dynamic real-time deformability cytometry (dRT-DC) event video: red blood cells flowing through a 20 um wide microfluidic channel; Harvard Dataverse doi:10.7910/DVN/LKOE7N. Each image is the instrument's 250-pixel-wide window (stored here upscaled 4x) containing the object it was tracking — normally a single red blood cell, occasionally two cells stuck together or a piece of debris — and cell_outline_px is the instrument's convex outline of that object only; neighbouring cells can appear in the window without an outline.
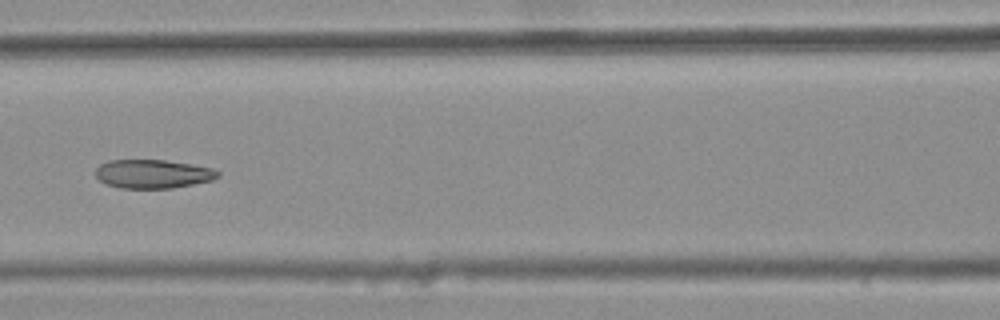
{"species": "common noctule bat (a hibernating species)", "species_latin": "Nyctalus noctula", "temperature_condition": "warm", "stored_images_in_passage": 8, "camera_frame_rate_fps": 3000, "um_per_image_px": 0.085, "animal": {"sex": "female", "body_mass_g": 25.1}, "frame": {"image": 1, "passage_image": 5, "time_ms": 1.333, "image_size_px": [1000, 320], "cell_outline_px": [[220, 176], [212, 180], [172, 188], [120, 188], [108, 184], [100, 180], [96, 176], [96, 168], [100, 164], [108, 160], [164, 160], [212, 168], [220, 172]], "centroid_in_image_um": [12.99, 14.78], "position_along_channel_um": 153.6, "area_um2": 20.29}}
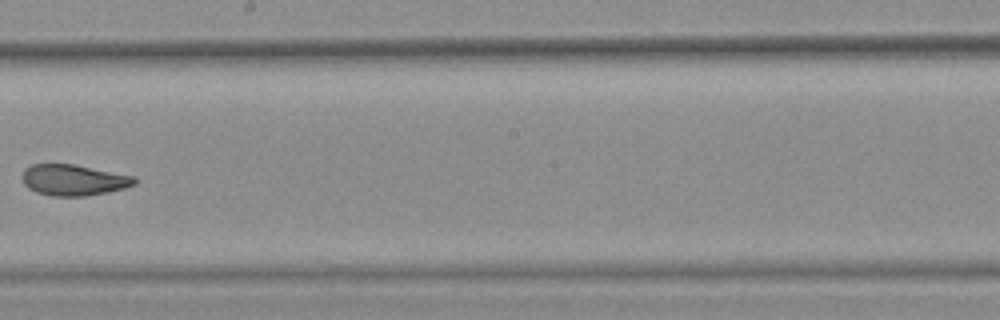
{"frame": {"image": 2, "passage_image": 7, "time_ms": 2.0, "image_size_px": [1000, 320], "cell_outline_px": [[136, 184], [124, 188], [108, 192], [88, 196], [52, 196], [36, 192], [28, 188], [24, 184], [24, 168], [32, 164], [72, 164], [132, 176], [136, 180]], "centroid_in_image_um": [6.24, 15.31], "position_along_channel_um": 242.0, "area_um2": 20.06}}
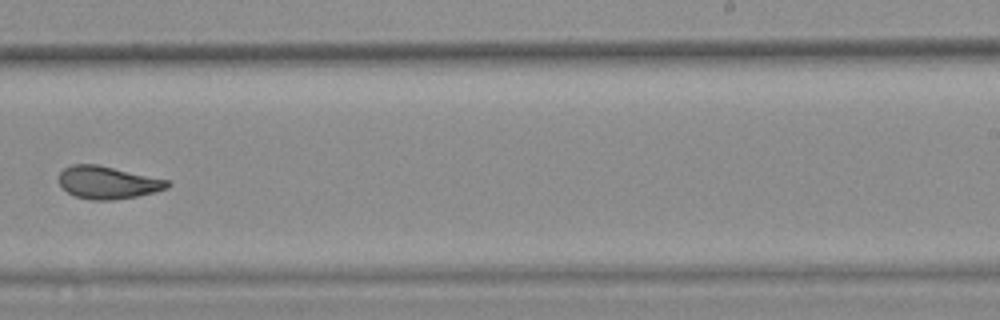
{"frame": {"image": 3, "passage_image": 8, "time_ms": 2.333, "image_size_px": [1000, 320], "cell_outline_px": [[172, 184], [168, 188], [136, 196], [112, 200], [92, 200], [76, 196], [68, 192], [56, 180], [60, 172], [64, 168], [72, 164], [96, 164], [168, 180]], "centroid_in_image_um": [9.12, 15.51], "position_along_channel_um": 279.9, "area_um2": 20.46}}